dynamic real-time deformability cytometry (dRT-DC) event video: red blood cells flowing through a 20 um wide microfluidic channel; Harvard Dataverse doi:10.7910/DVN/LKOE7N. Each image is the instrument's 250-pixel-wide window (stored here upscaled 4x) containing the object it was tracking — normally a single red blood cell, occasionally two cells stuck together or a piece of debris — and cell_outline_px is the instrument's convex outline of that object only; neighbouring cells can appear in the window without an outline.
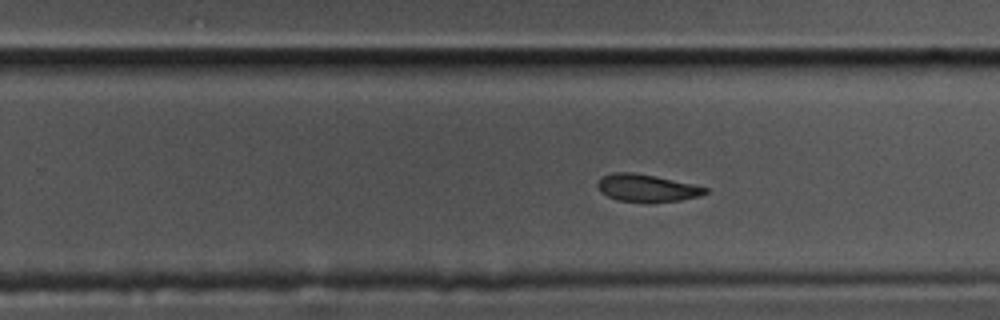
{"species": "common noctule bat (a hibernating species)", "species_latin": "Nyctalus noctula", "temperature_condition": "cold", "stored_images_in_passage": 50, "camera_frame_rate_fps": 3000, "um_per_image_px": 0.085, "animal": {"sex": "male", "body_mass_g": 17.5, "forearm_length_mm": 52.3}, "frame": {"image": 1, "passage_image": 27, "time_ms": 8.667, "image_size_px": [1000, 320], "cell_outline_px": [[708, 192], [700, 196], [680, 200], [648, 204], [616, 200], [600, 192], [596, 184], [600, 176], [612, 172], [632, 172], [656, 176], [692, 184], [708, 188]], "centroid_in_image_um": [54.93, 16.0], "position_along_channel_um": 274.9, "area_um2": 17.69}}
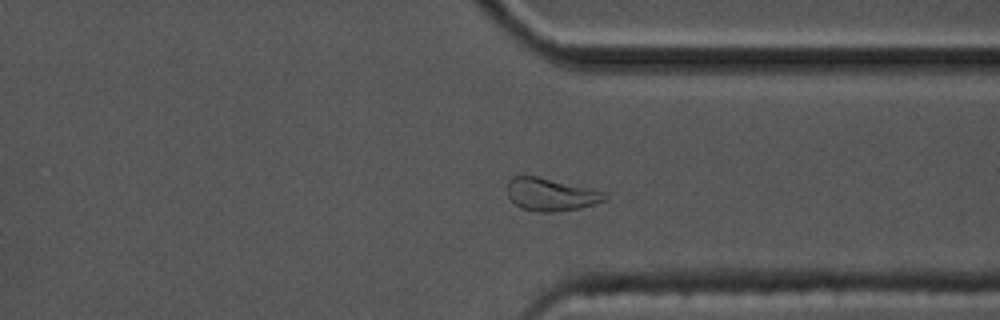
{"frame": {"image": 2, "passage_image": 35, "time_ms": 11.333, "image_size_px": [1000, 320], "cell_outline_px": [[608, 196], [604, 200], [580, 208], [552, 212], [536, 212], [520, 208], [508, 196], [508, 180], [512, 176], [536, 176], [608, 192]], "centroid_in_image_um": [46.82, 16.53], "position_along_channel_um": 364.6, "area_um2": 18.5}}
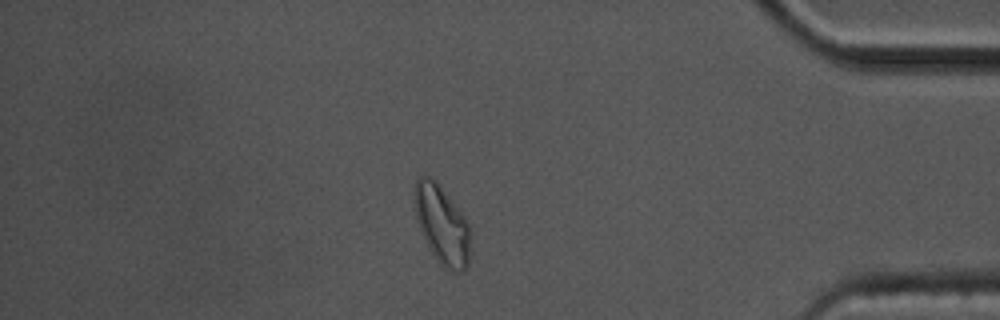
{"frame": {"image": 3, "passage_image": 41, "time_ms": 13.333, "image_size_px": [1000, 320], "cell_outline_px": [[468, 264], [460, 272], [456, 272], [444, 268], [440, 264], [428, 244], [416, 220], [412, 200], [412, 192], [416, 180], [420, 176], [432, 176], [436, 180], [464, 216], [468, 224]], "centroid_in_image_um": [37.5, 19.02], "position_along_channel_um": 397.7, "area_um2": 25.32}, "authors_computed_cell_mechanics": {"area_um2": 18.3804, "velocity_mm_per_s": 3.3633, "shape_relaxation_time_tau1_ms": 6.3921, "shape_relaxation_time_tau2_ms": null, "deformation_change_tau1": 0.1618, "deformation_change_tau2": null}}